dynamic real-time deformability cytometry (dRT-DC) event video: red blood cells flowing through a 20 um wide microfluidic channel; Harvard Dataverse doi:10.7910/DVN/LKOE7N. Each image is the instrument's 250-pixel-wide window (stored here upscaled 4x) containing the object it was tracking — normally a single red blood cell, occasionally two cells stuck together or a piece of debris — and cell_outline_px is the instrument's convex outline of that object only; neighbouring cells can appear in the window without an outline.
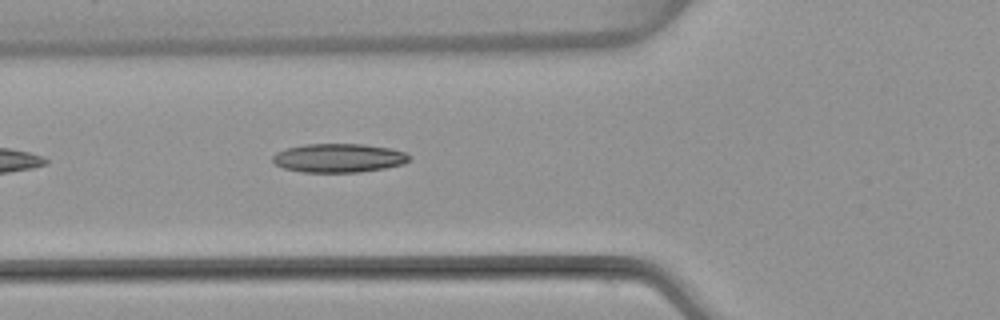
{"species": "common noctule bat (a hibernating species)", "species_latin": "Nyctalus noctula", "temperature_condition": "warm", "stored_images_in_passage": 3, "camera_frame_rate_fps": 3000, "um_per_image_px": 0.085, "animal": {"sex": "female", "body_mass_g": 22.7, "forearm_length_mm": 54.2}, "frame": {"image": 1, "passage_image": 3, "time_ms": 3.333, "image_size_px": [1000, 320], "cell_outline_px": [[412, 156], [404, 164], [384, 168], [360, 172], [304, 172], [284, 168], [276, 164], [272, 160], [272, 156], [276, 152], [288, 148], [304, 144], [364, 144], [388, 148], [404, 152]], "centroid_in_image_um": [28.79, 13.43], "position_along_channel_um": 97.0, "area_um2": 22.83}}